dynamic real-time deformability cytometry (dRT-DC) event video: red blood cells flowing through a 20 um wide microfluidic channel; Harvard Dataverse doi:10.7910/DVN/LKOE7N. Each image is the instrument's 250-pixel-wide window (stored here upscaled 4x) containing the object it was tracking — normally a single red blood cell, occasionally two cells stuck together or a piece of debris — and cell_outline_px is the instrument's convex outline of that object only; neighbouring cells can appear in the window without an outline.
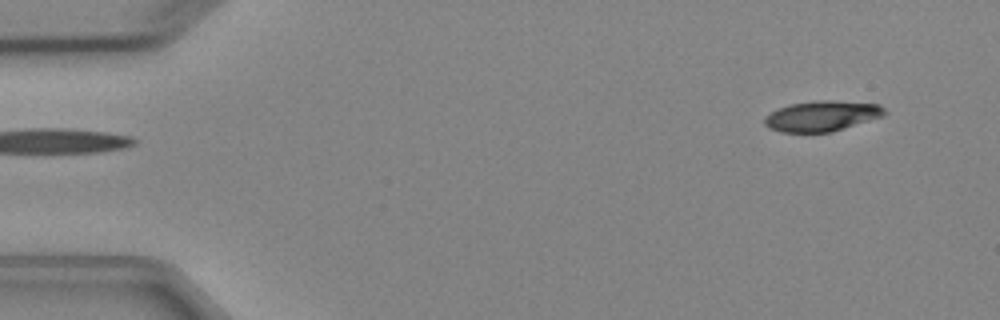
{"species": "Egyptian fruit bat (a non-hibernating species)", "species_latin": "Rousettus aegyptiacus", "temperature_condition": "cold", "stored_images_in_passage": 2, "camera_frame_rate_fps": 3000, "um_per_image_px": 0.085, "animal": {"sex": "female"}, "frame": {"image": 1, "passage_image": 2, "time_ms": 1.0, "image_size_px": [1000, 320], "cell_outline_px": [[888, 112], [884, 116], [832, 132], [780, 132], [764, 124], [764, 116], [780, 108], [792, 104], [816, 100], [832, 100], [880, 104]], "centroid_in_image_um": [69.91, 9.86], "position_along_channel_um": 15.1, "area_um2": 21.27}}